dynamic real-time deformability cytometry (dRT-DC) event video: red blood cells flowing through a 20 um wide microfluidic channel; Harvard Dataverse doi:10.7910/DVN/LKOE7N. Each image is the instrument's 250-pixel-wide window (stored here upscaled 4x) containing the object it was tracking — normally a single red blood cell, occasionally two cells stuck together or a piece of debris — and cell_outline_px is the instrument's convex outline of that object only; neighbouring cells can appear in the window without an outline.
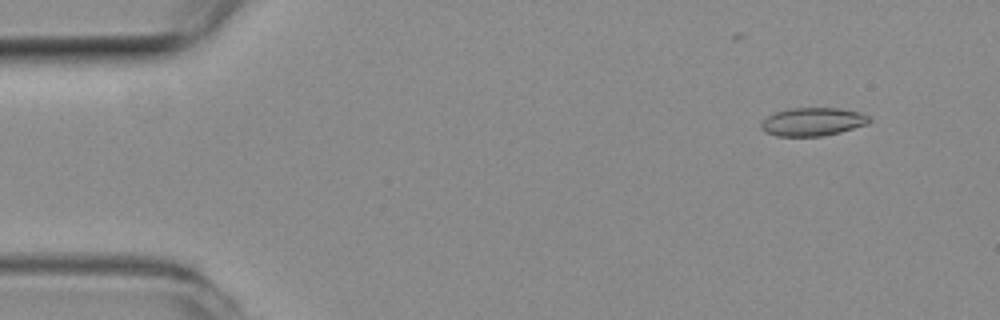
{"species": "common noctule bat (a hibernating species)", "species_latin": "Nyctalus noctula", "temperature_condition": "room temperature", "stored_images_in_passage": 56, "camera_frame_rate_fps": 3000, "um_per_image_px": 0.085, "animal": {"sex": "female", "body_mass_g": 19.3, "forearm_length_mm": 54.1}, "frame": {"image": 1, "passage_image": 5, "time_ms": 1.333, "image_size_px": [1000, 320], "cell_outline_px": [[872, 120], [868, 124], [840, 132], [824, 136], [776, 136], [764, 132], [760, 128], [760, 124], [768, 116], [776, 112], [788, 108], [840, 108], [860, 112], [868, 116]], "centroid_in_image_um": [69.08, 10.35], "position_along_channel_um": 15.9, "area_um2": 17.92}}
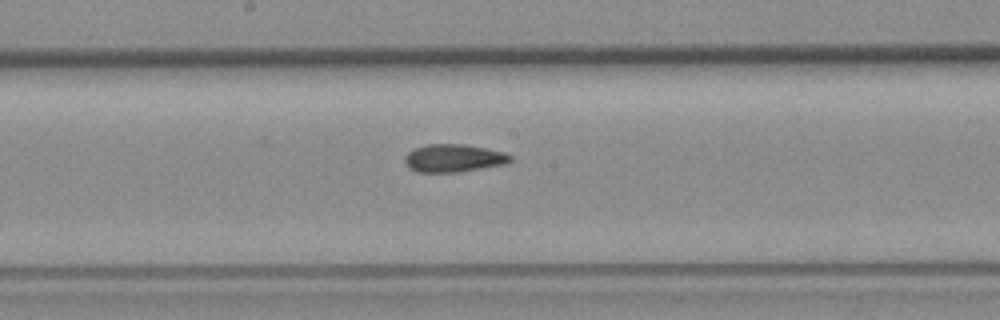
{"frame": {"image": 2, "passage_image": 29, "time_ms": 9.333, "image_size_px": [1000, 320], "cell_outline_px": [[512, 160], [508, 164], [456, 172], [416, 172], [408, 168], [404, 164], [404, 156], [412, 148], [428, 144], [464, 144], [504, 152], [512, 156]], "centroid_in_image_um": [38.52, 13.44], "position_along_channel_um": 209.7, "area_um2": 17.34}}
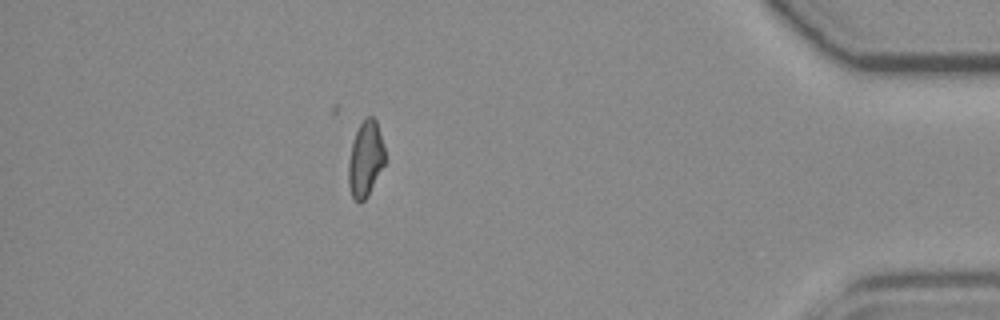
{"frame": {"image": 3, "passage_image": 49, "time_ms": 16.0, "image_size_px": [1000, 320], "cell_outline_px": [[384, 164], [368, 196], [360, 204], [352, 196], [348, 184], [348, 160], [352, 144], [356, 132], [364, 116], [372, 116], [376, 120], [380, 132], [384, 148]], "centroid_in_image_um": [31.05, 13.51], "position_along_channel_um": 404.1, "area_um2": 16.07}, "authors_computed_cell_mechanics": {"area_um2": 17.1955, "velocity_mm_per_s": 3.6797, "shape_relaxation_time_tau1_ms": null, "shape_relaxation_time_tau2_ms": 3.6951, "deformation_change_tau1": null, "deformation_change_tau2": 0.106}}